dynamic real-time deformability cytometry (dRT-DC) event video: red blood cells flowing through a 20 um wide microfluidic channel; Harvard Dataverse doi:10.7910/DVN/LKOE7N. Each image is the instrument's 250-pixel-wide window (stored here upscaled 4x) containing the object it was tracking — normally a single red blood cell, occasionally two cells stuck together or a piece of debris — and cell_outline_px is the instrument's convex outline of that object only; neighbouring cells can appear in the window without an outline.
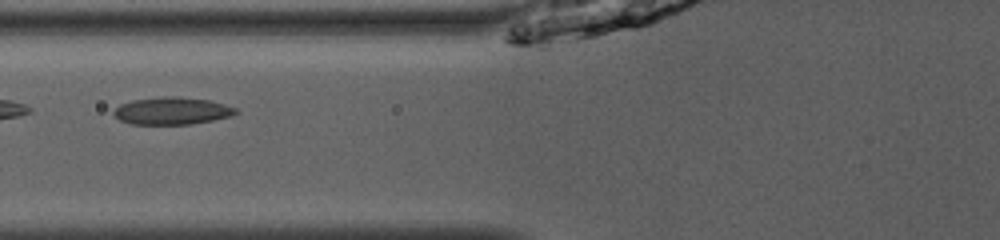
{"species": "common noctule bat (a hibernating species)", "species_latin": "Nyctalus noctula", "temperature_condition": "room temperature", "stored_images_in_passage": 34, "camera_frame_rate_fps": 3000, "um_per_image_px": 0.085, "animal": {"sex": "male", "body_mass_g": 13.0, "forearm_length_mm": 53.1}, "frame": {"image": 1, "passage_image": 6, "time_ms": 1.667, "image_size_px": [1000, 240], "cell_outline_px": [[240, 112], [232, 116], [192, 124], [132, 124], [120, 120], [112, 112], [120, 104], [132, 100], [164, 96], [172, 96], [208, 100], [224, 104], [236, 108]], "centroid_in_image_um": [14.63, 9.42], "position_along_channel_um": 111.2, "area_um2": 19.36}}
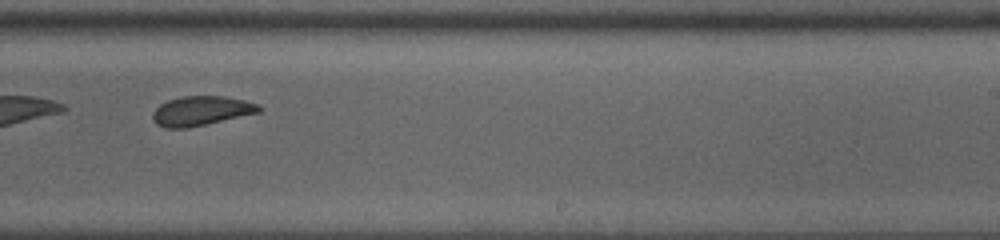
{"frame": {"image": 2, "passage_image": 18, "time_ms": 5.667, "image_size_px": [1000, 240], "cell_outline_px": [[264, 108], [260, 112], [188, 128], [164, 128], [156, 124], [152, 116], [156, 108], [160, 104], [168, 100], [184, 96], [224, 96], [244, 100], [260, 104]], "centroid_in_image_um": [17.13, 9.42], "position_along_channel_um": 271.9, "area_um2": 18.26}}
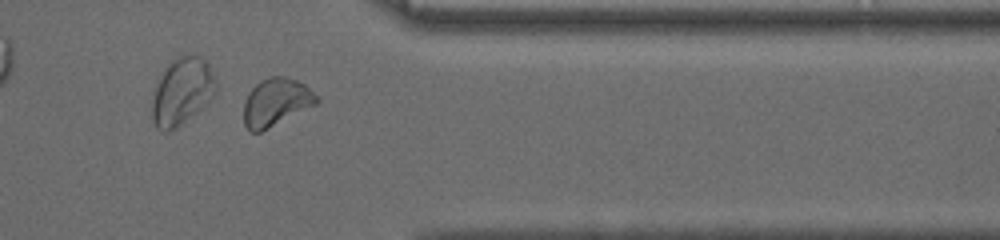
{"frame": {"image": 3, "passage_image": 27, "time_ms": 8.667, "image_size_px": [1000, 240], "cell_outline_px": [[320, 100], [316, 104], [260, 132], [248, 132], [244, 124], [244, 104], [248, 92], [260, 80], [268, 76], [284, 76], [296, 80], [304, 84]], "centroid_in_image_um": [23.42, 8.68], "position_along_channel_um": 388.0, "area_um2": 20.11}, "authors_computed_cell_mechanics": {"area_um2": 18.9584, "velocity_mm_per_s": 4.0177, "shape_relaxation_time_tau1_ms": 2.7861, "shape_relaxation_time_tau2_ms": 1.9709, "deformation_change_tau1": 0.0982, "deformation_change_tau2": 0.0602}}